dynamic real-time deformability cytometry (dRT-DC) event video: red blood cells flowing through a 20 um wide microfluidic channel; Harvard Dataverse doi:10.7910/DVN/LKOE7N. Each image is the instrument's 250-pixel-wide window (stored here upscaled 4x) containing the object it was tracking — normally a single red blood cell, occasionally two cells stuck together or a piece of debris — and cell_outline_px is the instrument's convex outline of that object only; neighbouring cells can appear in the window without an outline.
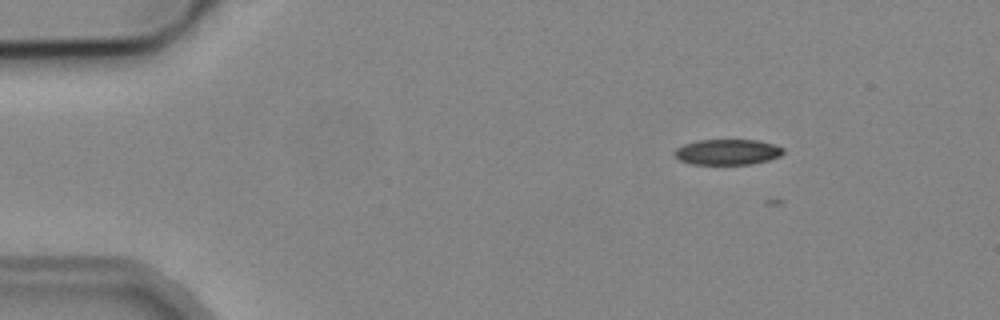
{"species": "common noctule bat (a hibernating species)", "species_latin": "Nyctalus noctula", "temperature_condition": "cold", "stored_images_in_passage": 6, "camera_frame_rate_fps": 3000, "um_per_image_px": 0.085, "animal": {"sex": "male", "body_mass_g": 19.2, "forearm_length_mm": 51.8}, "frame": {"image": 1, "passage_image": 1, "time_ms": 0.0, "image_size_px": [1000, 320], "cell_outline_px": [[784, 152], [780, 156], [768, 160], [752, 164], [692, 164], [680, 160], [676, 156], [676, 148], [684, 144], [696, 140], [756, 140], [772, 144], [784, 148]], "centroid_in_image_um": [61.85, 12.92], "position_along_channel_um": 23.2, "area_um2": 16.07}}
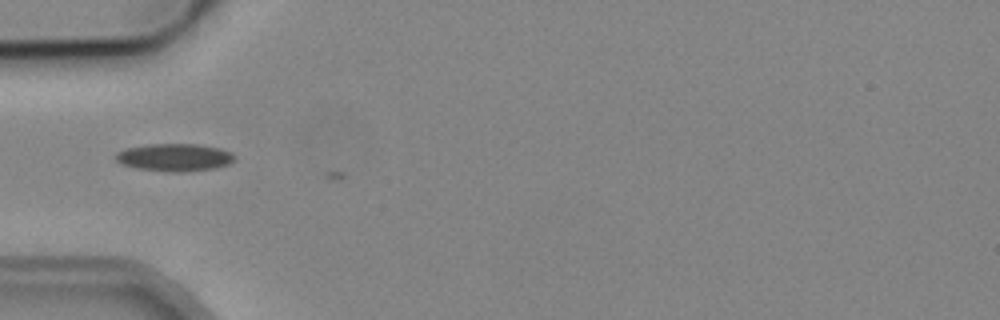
{"frame": {"image": 2, "passage_image": 4, "time_ms": 3.333, "image_size_px": [1000, 320], "cell_outline_px": [[236, 160], [228, 164], [216, 168], [180, 172], [172, 172], [136, 168], [120, 164], [112, 156], [116, 152], [124, 148], [148, 144], [196, 144], [220, 148], [232, 152], [236, 156]], "centroid_in_image_um": [14.81, 13.37], "position_along_channel_um": 70.2, "area_um2": 19.42}}
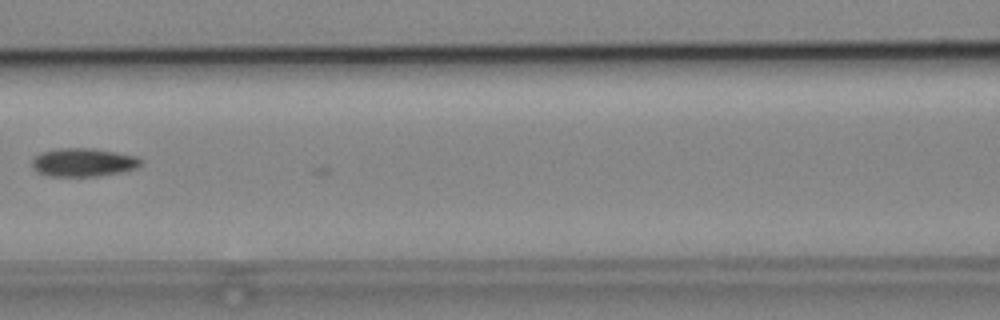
{"frame": {"image": 3, "passage_image": 6, "time_ms": 5.667, "image_size_px": [1000, 320], "cell_outline_px": [[144, 164], [136, 168], [120, 172], [96, 176], [48, 176], [36, 172], [32, 168], [32, 160], [36, 156], [44, 152], [56, 148], [96, 148], [140, 156], [144, 160]], "centroid_in_image_um": [7.14, 13.79], "position_along_channel_um": 159.5, "area_um2": 18.32}}